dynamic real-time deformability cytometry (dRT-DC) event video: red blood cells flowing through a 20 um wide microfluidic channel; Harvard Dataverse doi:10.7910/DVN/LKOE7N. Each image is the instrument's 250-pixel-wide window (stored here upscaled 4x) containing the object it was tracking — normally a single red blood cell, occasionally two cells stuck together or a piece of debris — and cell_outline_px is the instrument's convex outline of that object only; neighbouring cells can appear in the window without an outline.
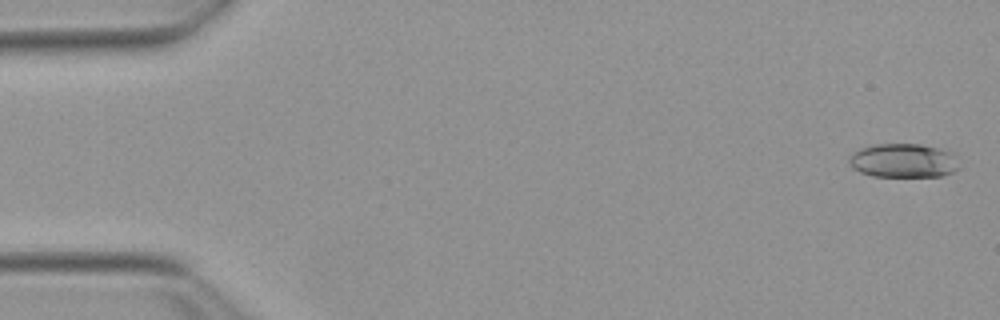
{"species": "Egyptian fruit bat (a non-hibernating species)", "species_latin": "Rousettus aegyptiacus", "temperature_condition": "warm", "stored_images_in_passage": 52, "camera_frame_rate_fps": 3000, "um_per_image_px": 0.085, "animal": {"sex": "female"}, "frame": {"image": 1, "passage_image": 1, "time_ms": 0.0, "image_size_px": [1000, 320], "cell_outline_px": [[960, 168], [952, 172], [940, 176], [872, 176], [860, 172], [852, 168], [848, 160], [848, 156], [860, 148], [872, 144], [920, 144], [936, 148], [948, 152], [952, 156]], "centroid_in_image_um": [76.7, 13.65], "position_along_channel_um": 8.3, "area_um2": 21.56}}
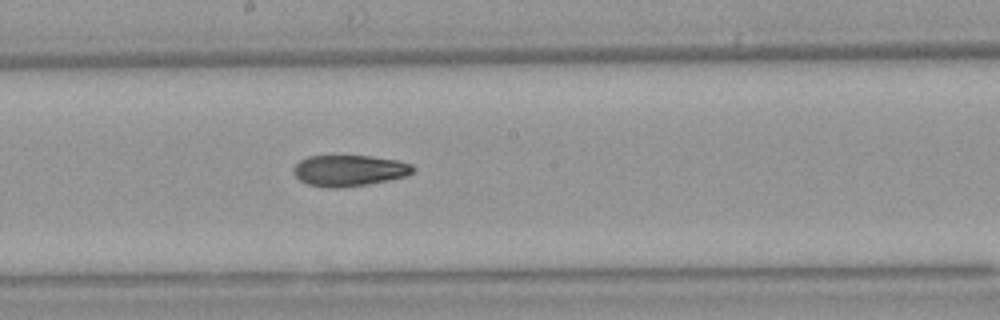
{"frame": {"image": 2, "passage_image": 28, "time_ms": 9.0, "image_size_px": [1000, 320], "cell_outline_px": [[416, 168], [408, 176], [368, 184], [340, 188], [328, 188], [308, 184], [300, 180], [292, 172], [292, 168], [300, 160], [308, 156], [368, 156], [396, 160], [412, 164]], "centroid_in_image_um": [29.68, 14.5], "position_along_channel_um": 218.5, "area_um2": 21.73}}
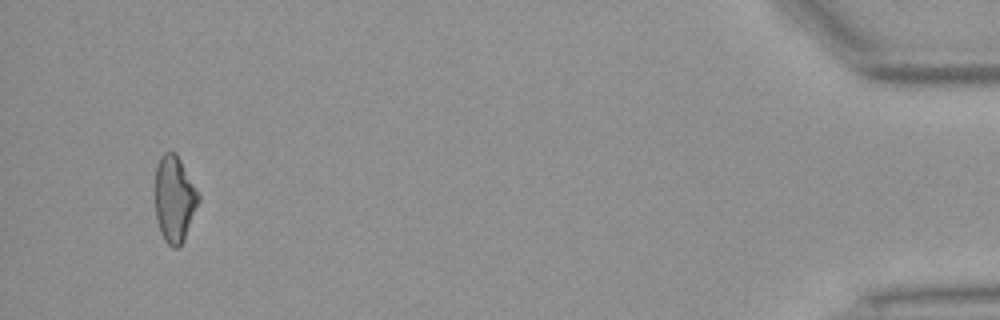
{"frame": {"image": 3, "passage_image": 50, "time_ms": 16.333, "image_size_px": [1000, 320], "cell_outline_px": [[200, 200], [184, 240], [176, 248], [172, 248], [164, 240], [160, 232], [156, 220], [156, 164], [160, 156], [164, 152], [176, 152], [200, 196]], "centroid_in_image_um": [14.82, 16.92], "position_along_channel_um": 420.4, "area_um2": 21.73}, "authors_computed_cell_mechanics": {"area_um2": 21.9062, "velocity_mm_per_s": 3.8609, "shape_relaxation_time_tau1_ms": null, "shape_relaxation_time_tau2_ms": 3.7974, "deformation_change_tau1": null, "deformation_change_tau2": 0.1185}}